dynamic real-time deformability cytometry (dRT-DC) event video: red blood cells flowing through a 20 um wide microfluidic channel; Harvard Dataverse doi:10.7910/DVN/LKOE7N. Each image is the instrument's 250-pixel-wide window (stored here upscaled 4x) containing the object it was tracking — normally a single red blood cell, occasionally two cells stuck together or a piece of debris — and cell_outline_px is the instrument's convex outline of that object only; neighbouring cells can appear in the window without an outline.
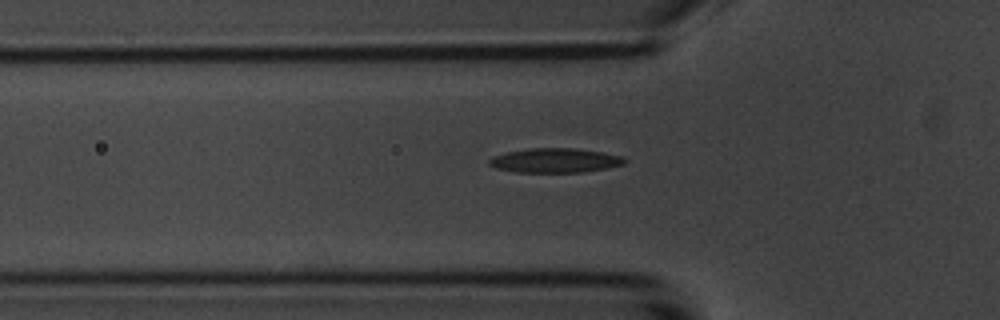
{"species": "common noctule bat (a hibernating species)", "species_latin": "Nyctalus noctula", "temperature_condition": "room temperature", "stored_images_in_passage": 6, "camera_frame_rate_fps": 3000, "um_per_image_px": 0.085, "animal": {"sex": "male", "body_mass_g": 20.1, "forearm_length_mm": 53.5}, "frame": {"image": 1, "passage_image": 6, "time_ms": 7.0, "image_size_px": [1000, 320], "cell_outline_px": [[624, 164], [604, 168], [580, 172], [516, 172], [496, 168], [488, 164], [488, 160], [492, 156], [504, 152], [532, 148], [572, 148], [600, 152], [624, 156]], "centroid_in_image_um": [47.11, 13.63], "position_along_channel_um": 78.7, "area_um2": 19.07}}